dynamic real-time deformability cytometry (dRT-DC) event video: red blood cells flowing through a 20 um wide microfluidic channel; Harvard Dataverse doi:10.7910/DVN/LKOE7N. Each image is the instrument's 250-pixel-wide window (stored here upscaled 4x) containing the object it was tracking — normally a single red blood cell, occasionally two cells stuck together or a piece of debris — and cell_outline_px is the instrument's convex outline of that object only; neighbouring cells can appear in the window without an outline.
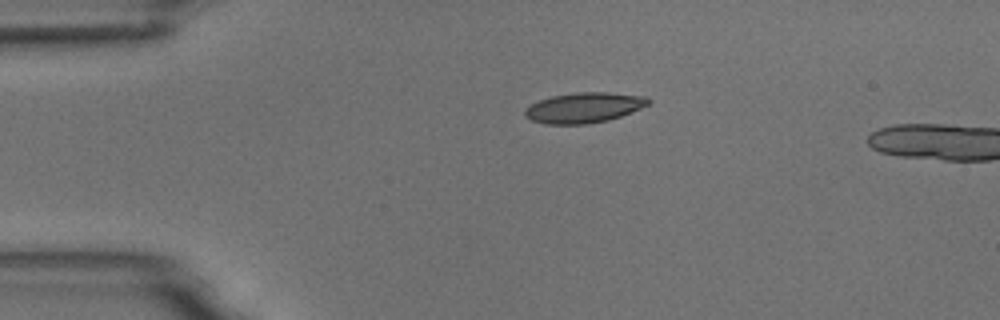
{"species": "common noctule bat (a hibernating species)", "species_latin": "Nyctalus noctula", "temperature_condition": "room temperature", "stored_images_in_passage": 2, "camera_frame_rate_fps": 3000, "um_per_image_px": 0.085, "animal": {"sex": "male", "body_mass_g": 18.8}, "frame": {"image": 1, "passage_image": 1, "time_ms": 0.0, "image_size_px": [1000, 320], "cell_outline_px": [[652, 100], [648, 104], [640, 108], [620, 116], [608, 120], [588, 124], [544, 124], [532, 120], [524, 116], [524, 108], [540, 100], [552, 96], [576, 92], [608, 92], [648, 96]], "centroid_in_image_um": [49.64, 9.14], "position_along_channel_um": 35.4, "area_um2": 21.85}}